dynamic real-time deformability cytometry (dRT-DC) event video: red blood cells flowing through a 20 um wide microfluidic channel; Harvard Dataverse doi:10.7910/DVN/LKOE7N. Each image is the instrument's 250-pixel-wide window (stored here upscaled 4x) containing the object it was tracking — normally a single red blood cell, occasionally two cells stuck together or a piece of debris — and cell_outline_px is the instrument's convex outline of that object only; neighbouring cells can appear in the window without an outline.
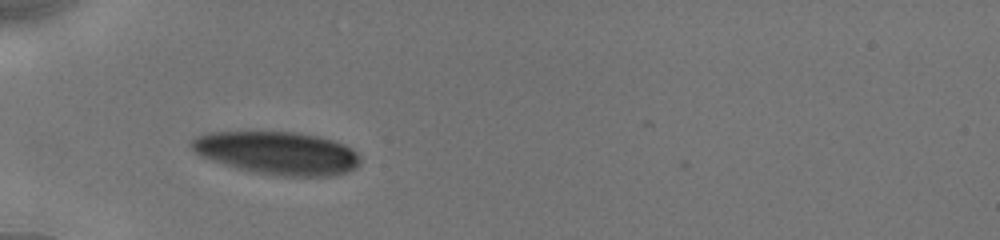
{"species": "human", "species_latin": "Homo sapiens", "temperature_condition": "cold", "stored_images_in_passage": 14, "camera_frame_rate_fps": 3000, "um_per_image_px": 0.085, "donor": {"sex": "male"}, "frame": {"image": 1, "passage_image": 6, "time_ms": 2.333, "image_size_px": [1000, 240], "cell_outline_px": [[360, 164], [348, 172], [336, 176], [284, 176], [256, 172], [240, 168], [212, 160], [200, 156], [188, 144], [196, 136], [208, 132], [296, 132], [320, 136], [344, 144], [352, 148], [360, 156]], "centroid_in_image_um": [23.62, 13.0], "position_along_channel_um": 61.4, "area_um2": 42.14}}
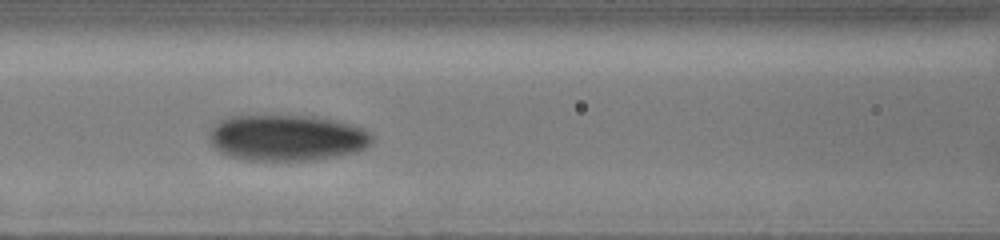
{"frame": {"image": 2, "passage_image": 12, "time_ms": 4.667, "image_size_px": [1000, 240], "cell_outline_px": [[372, 144], [356, 152], [316, 160], [240, 160], [228, 156], [220, 152], [212, 144], [208, 136], [212, 128], [220, 120], [232, 116], [312, 116], [332, 120], [348, 124], [360, 128], [368, 132], [372, 136]], "centroid_in_image_um": [24.35, 11.73], "position_along_channel_um": 142.3, "area_um2": 43.52}}
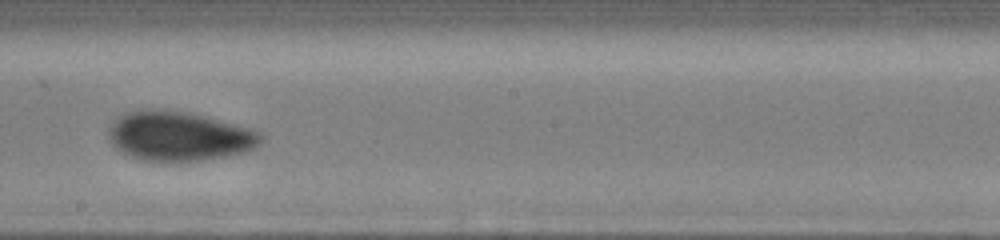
{"frame": {"image": 3, "passage_image": 14, "time_ms": 7.0, "image_size_px": [1000, 240], "cell_outline_px": [[264, 140], [256, 148], [244, 152], [228, 156], [204, 160], [144, 160], [132, 156], [116, 148], [108, 136], [108, 132], [112, 124], [120, 116], [128, 112], [148, 108], [152, 108], [188, 112], [204, 116], [248, 128], [260, 132], [264, 136]], "centroid_in_image_um": [15.26, 11.56], "position_along_channel_um": 232.9, "area_um2": 43.41}}